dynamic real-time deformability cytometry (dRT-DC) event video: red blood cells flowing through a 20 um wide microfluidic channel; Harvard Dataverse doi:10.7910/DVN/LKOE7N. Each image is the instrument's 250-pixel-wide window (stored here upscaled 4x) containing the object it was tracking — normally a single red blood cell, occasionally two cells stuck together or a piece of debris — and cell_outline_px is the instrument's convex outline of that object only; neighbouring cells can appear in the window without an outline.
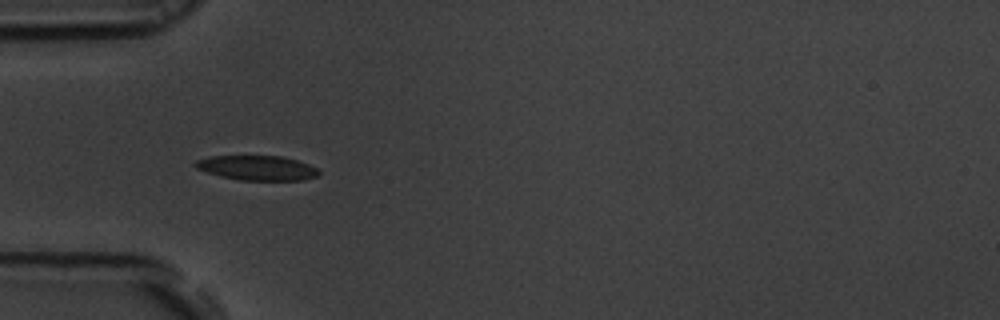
{"species": "common noctule bat (a hibernating species)", "species_latin": "Nyctalus noctula", "temperature_condition": "room temperature", "stored_images_in_passage": 40, "camera_frame_rate_fps": 3000, "um_per_image_px": 0.085, "animal": {"sex": "male", "body_mass_g": 19.5, "forearm_length_mm": 54.6}, "frame": {"image": 1, "passage_image": 4, "time_ms": 1.0, "image_size_px": [1000, 320], "cell_outline_px": [[320, 172], [316, 176], [304, 180], [240, 180], [220, 176], [196, 168], [192, 164], [196, 160], [208, 156], [280, 156], [296, 160], [308, 164], [316, 168]], "centroid_in_image_um": [21.82, 14.27], "position_along_channel_um": 63.2, "area_um2": 17.69}}
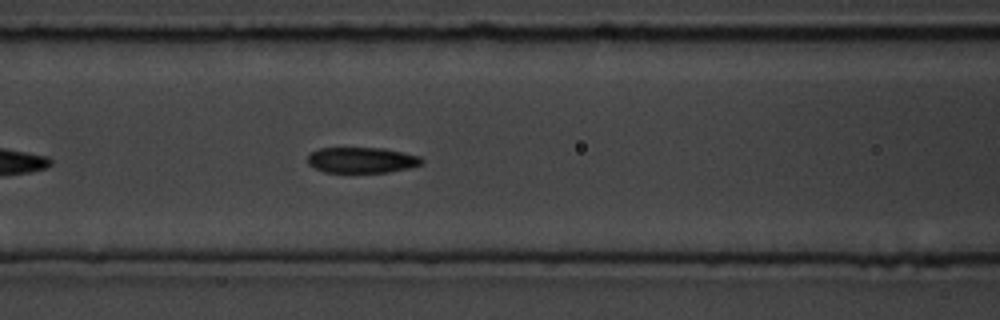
{"frame": {"image": 2, "passage_image": 10, "time_ms": 3.0, "image_size_px": [1000, 320], "cell_outline_px": [[424, 160], [420, 164], [408, 168], [388, 172], [324, 172], [308, 164], [308, 156], [312, 152], [320, 148], [384, 148], [420, 156]], "centroid_in_image_um": [30.75, 13.6], "position_along_channel_um": 135.8, "area_um2": 16.94}}
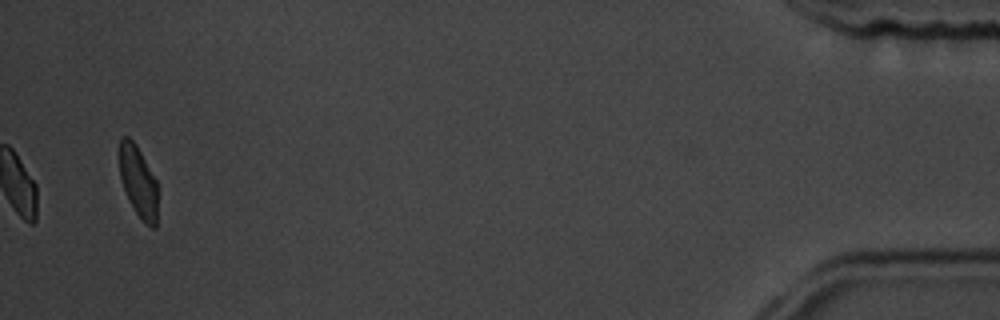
{"frame": {"image": 3, "passage_image": 40, "time_ms": 13.0, "image_size_px": [1000, 320], "cell_outline_px": [[156, 228], [152, 228], [144, 224], [128, 200], [120, 176], [120, 136], [128, 136], [136, 144], [156, 180]], "centroid_in_image_um": [11.74, 15.44], "position_along_channel_um": 423.5, "area_um2": 15.66}, "authors_computed_cell_mechanics": {"area_um2": 17.4845, "velocity_mm_per_s": 3.7107, "shape_relaxation_time_tau1_ms": 3.012, "shape_relaxation_time_tau2_ms": 2.2754, "deformation_change_tau1": 0.1146, "deformation_change_tau2": 0.0777}}